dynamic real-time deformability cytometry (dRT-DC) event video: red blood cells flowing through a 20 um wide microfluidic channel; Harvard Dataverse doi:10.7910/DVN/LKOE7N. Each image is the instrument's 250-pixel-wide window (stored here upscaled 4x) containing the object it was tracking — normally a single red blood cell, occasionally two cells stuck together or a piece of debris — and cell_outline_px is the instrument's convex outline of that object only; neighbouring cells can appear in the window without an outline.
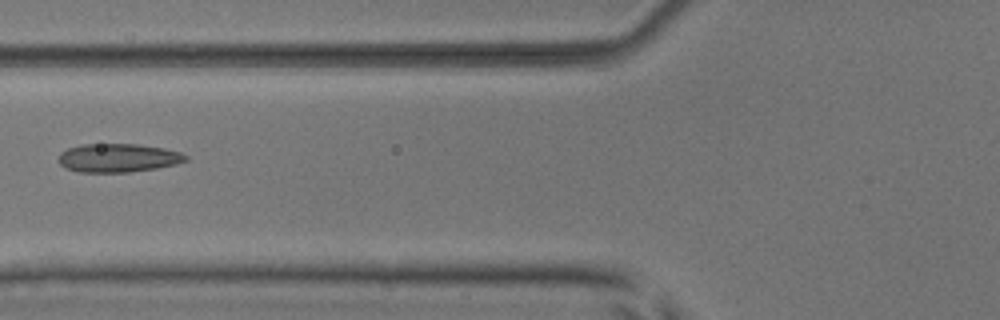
{"species": "common noctule bat (a hibernating species)", "species_latin": "Nyctalus noctula", "temperature_condition": "room temperature", "stored_images_in_passage": 7, "camera_frame_rate_fps": 3000, "um_per_image_px": 0.085, "animal": {"sex": "male", "body_mass_g": 17.9, "forearm_length_mm": 54.2}, "frame": {"image": 1, "passage_image": 6, "time_ms": 6.0, "image_size_px": [1000, 320], "cell_outline_px": [[188, 160], [176, 164], [156, 168], [132, 172], [76, 172], [64, 168], [60, 164], [60, 152], [68, 148], [80, 144], [136, 144], [164, 148], [180, 152], [188, 156]], "centroid_in_image_um": [10.03, 13.42], "position_along_channel_um": 115.8, "area_um2": 21.27}}
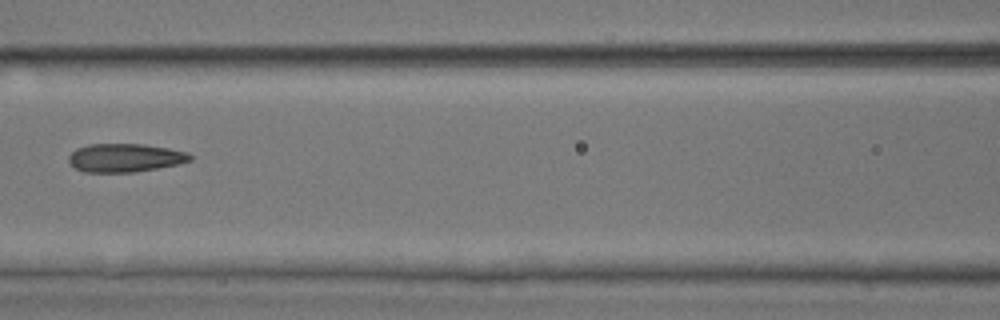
{"frame": {"image": 2, "passage_image": 7, "time_ms": 7.0, "image_size_px": [1000, 320], "cell_outline_px": [[192, 160], [180, 164], [136, 172], [84, 172], [76, 168], [68, 160], [68, 156], [76, 148], [88, 144], [144, 144], [168, 148], [188, 152], [192, 156]], "centroid_in_image_um": [10.65, 13.41], "position_along_channel_um": 156.0, "area_um2": 20.23}}